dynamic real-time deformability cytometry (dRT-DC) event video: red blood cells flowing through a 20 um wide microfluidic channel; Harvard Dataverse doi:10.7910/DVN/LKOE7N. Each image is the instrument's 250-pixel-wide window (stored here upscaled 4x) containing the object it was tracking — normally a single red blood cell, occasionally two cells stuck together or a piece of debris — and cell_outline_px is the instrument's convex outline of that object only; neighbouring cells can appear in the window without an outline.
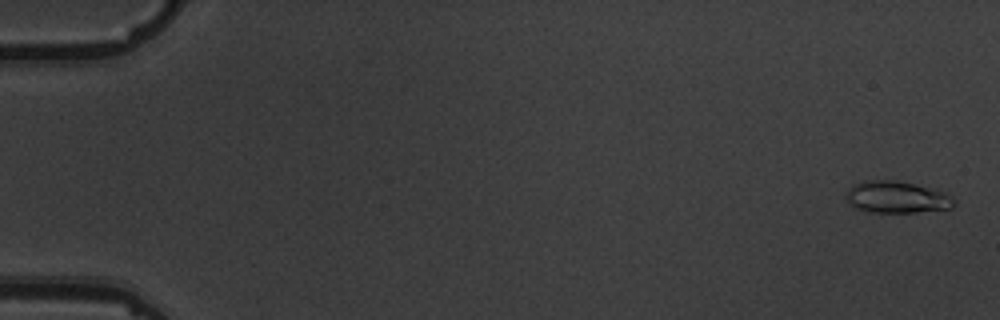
{"species": "common noctule bat (a hibernating species)", "species_latin": "Nyctalus noctula", "temperature_condition": "warm", "stored_images_in_passage": 7, "camera_frame_rate_fps": 3000, "um_per_image_px": 0.085, "animal": {"sex": "male", "body_mass_g": 19.5, "forearm_length_mm": 54.6}, "frame": {"image": 1, "passage_image": 1, "time_ms": 0.0, "image_size_px": [1000, 320], "cell_outline_px": [[956, 204], [952, 208], [916, 212], [872, 212], [856, 208], [848, 204], [844, 196], [848, 188], [852, 184], [864, 180], [900, 180], [948, 192], [956, 200]], "centroid_in_image_um": [76.23, 16.74], "position_along_channel_um": 8.8, "area_um2": 20.58}}